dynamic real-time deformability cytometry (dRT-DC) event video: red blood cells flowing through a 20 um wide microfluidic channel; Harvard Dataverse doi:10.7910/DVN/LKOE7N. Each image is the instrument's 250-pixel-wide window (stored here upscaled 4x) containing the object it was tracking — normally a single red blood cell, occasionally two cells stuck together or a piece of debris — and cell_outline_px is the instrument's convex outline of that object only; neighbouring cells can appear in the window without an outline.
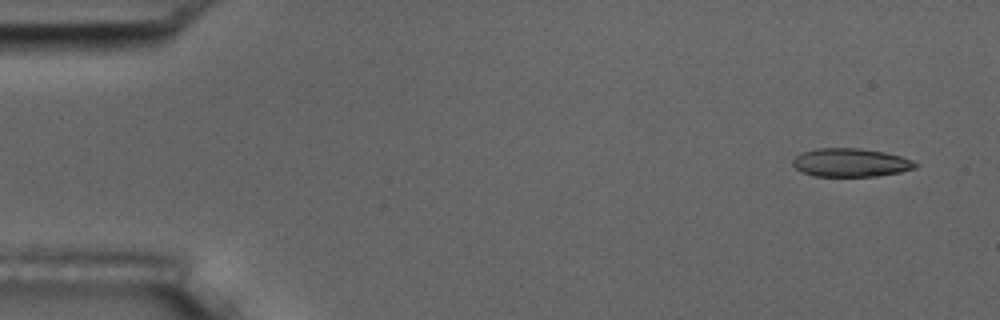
{"species": "common noctule bat (a hibernating species)", "species_latin": "Nyctalus noctula", "temperature_condition": "room temperature", "stored_images_in_passage": 5, "camera_frame_rate_fps": 3000, "um_per_image_px": 0.085, "animal": {"sex": "male", "body_mass_g": 17.5, "forearm_length_mm": 52.3}, "frame": {"image": 1, "passage_image": 1, "time_ms": 0.0, "image_size_px": [1000, 320], "cell_outline_px": [[920, 164], [916, 168], [900, 172], [876, 176], [812, 176], [800, 172], [792, 164], [792, 160], [796, 156], [804, 152], [816, 148], [860, 148], [884, 152], [900, 156], [912, 160]], "centroid_in_image_um": [72.31, 13.82], "position_along_channel_um": 12.7, "area_um2": 20.4}}
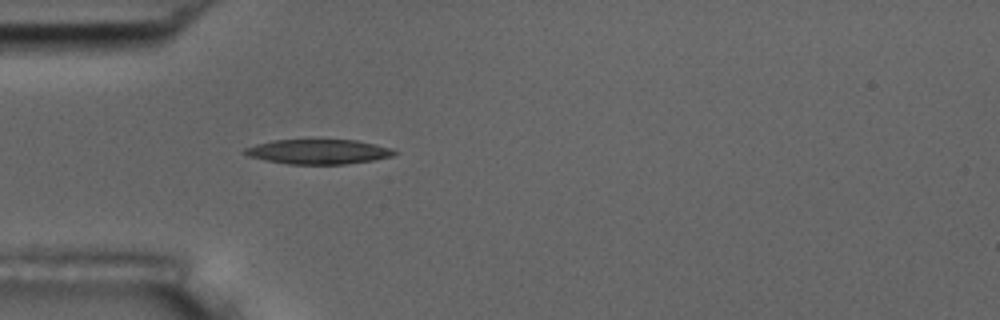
{"frame": {"image": 2, "passage_image": 5, "time_ms": 4.333, "image_size_px": [1000, 320], "cell_outline_px": [[396, 152], [392, 156], [372, 160], [344, 164], [288, 164], [248, 156], [240, 152], [244, 148], [256, 144], [272, 140], [356, 140], [376, 144], [388, 148]], "centroid_in_image_um": [27.0, 12.89], "position_along_channel_um": 58.0, "area_um2": 21.33}}